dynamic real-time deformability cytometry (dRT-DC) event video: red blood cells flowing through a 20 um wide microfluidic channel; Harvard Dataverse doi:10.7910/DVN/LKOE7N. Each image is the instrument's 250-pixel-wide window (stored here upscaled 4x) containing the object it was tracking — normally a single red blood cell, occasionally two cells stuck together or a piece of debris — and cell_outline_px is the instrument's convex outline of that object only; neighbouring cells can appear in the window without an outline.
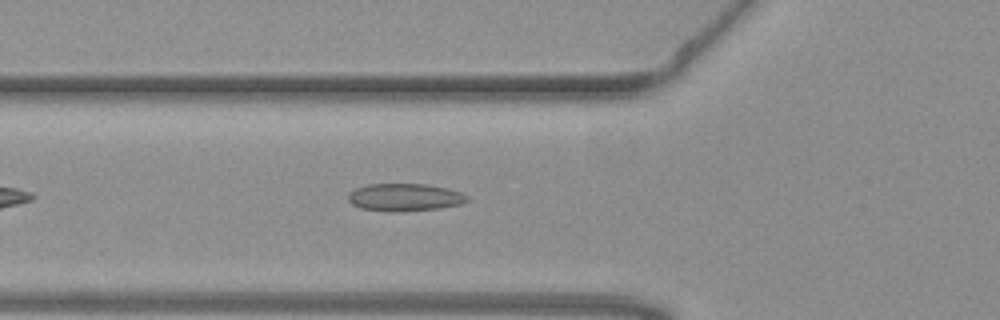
{"species": "common noctule bat (a hibernating species)", "species_latin": "Nyctalus noctula", "temperature_condition": "warm", "stored_images_in_passage": 39, "camera_frame_rate_fps": 3000, "um_per_image_px": 0.085, "animal": {"sex": "female", "body_mass_g": 19.3, "forearm_length_mm": 54.1}, "frame": {"image": 1, "passage_image": 8, "time_ms": 2.333, "image_size_px": [1000, 320], "cell_outline_px": [[468, 200], [460, 204], [440, 208], [392, 212], [360, 208], [352, 204], [348, 200], [348, 192], [356, 188], [368, 184], [424, 184], [448, 188], [460, 192], [468, 196]], "centroid_in_image_um": [34.37, 16.77], "position_along_channel_um": 91.4, "area_um2": 19.07}}
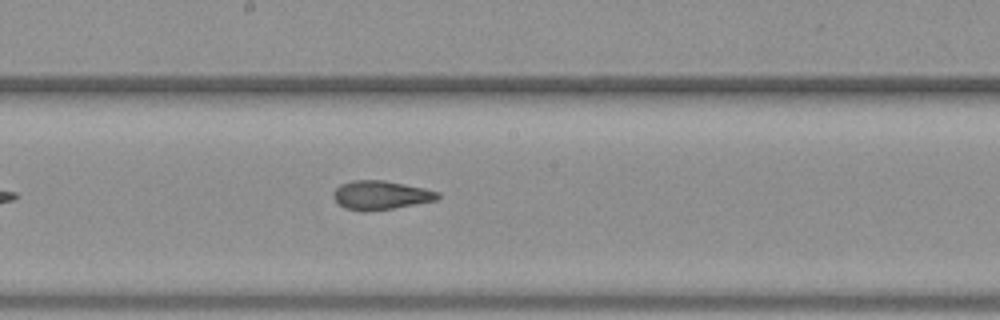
{"frame": {"image": 2, "passage_image": 18, "time_ms": 5.667, "image_size_px": [1000, 320], "cell_outline_px": [[440, 196], [436, 200], [392, 208], [364, 212], [360, 212], [344, 208], [332, 196], [332, 192], [340, 184], [352, 180], [384, 180], [424, 188], [440, 192]], "centroid_in_image_um": [32.32, 16.58], "position_along_channel_um": 215.9, "area_um2": 17.57}}
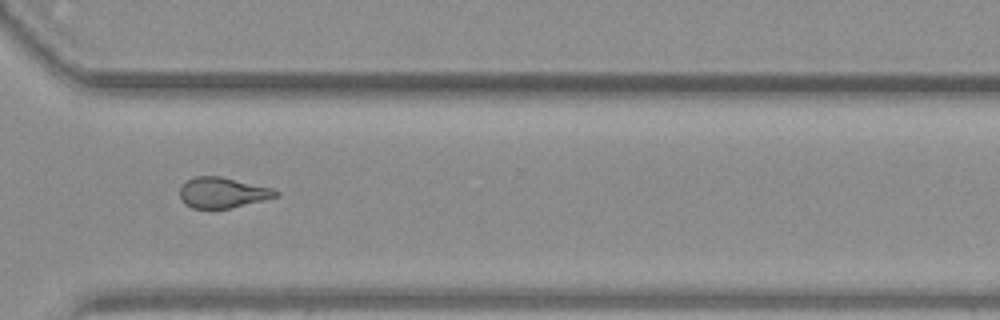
{"frame": {"image": 3, "passage_image": 29, "time_ms": 9.333, "image_size_px": [1000, 320], "cell_outline_px": [[280, 196], [264, 200], [228, 208], [192, 208], [184, 204], [180, 200], [180, 188], [188, 180], [196, 176], [220, 176], [272, 188], [280, 192]], "centroid_in_image_um": [18.92, 16.37], "position_along_channel_um": 351.7, "area_um2": 16.99}, "authors_computed_cell_mechanics": {"area_um2": 17.5712, "velocity_mm_per_s": 3.7147, "shape_relaxation_time_tau1_ms": null, "shape_relaxation_time_tau2_ms": 1.8516, "deformation_change_tau1": null, "deformation_change_tau2": 0.0908}}